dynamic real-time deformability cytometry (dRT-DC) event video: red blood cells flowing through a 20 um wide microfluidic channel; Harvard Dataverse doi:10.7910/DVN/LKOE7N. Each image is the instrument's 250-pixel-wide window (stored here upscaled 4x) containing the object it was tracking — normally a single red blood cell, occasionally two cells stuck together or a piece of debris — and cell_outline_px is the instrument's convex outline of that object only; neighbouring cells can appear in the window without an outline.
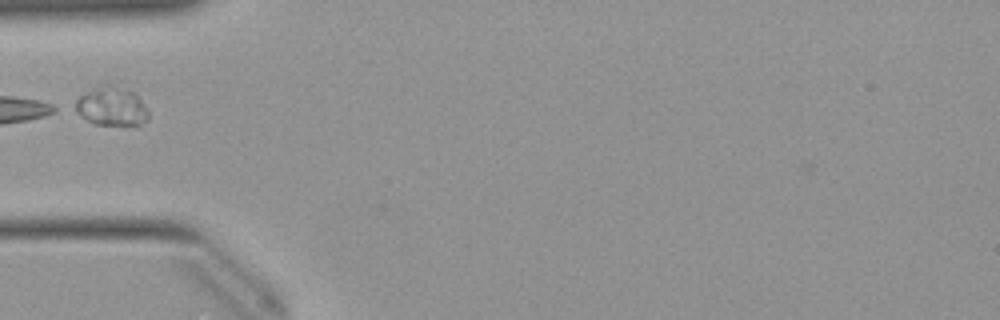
{"species": "Egyptian fruit bat (a non-hibernating species)", "species_latin": "Rousettus aegyptiacus", "temperature_condition": "warm", "stored_images_in_passage": 24, "camera_frame_rate_fps": 3000, "um_per_image_px": 0.085, "animal": {"sex": "female"}, "frame": {"image": 1, "passage_image": 1, "time_ms": 0.0, "image_size_px": [1000, 320], "cell_outline_px": [[148, 120], [140, 128], [96, 124], [72, 112], [68, 108], [80, 96], [96, 84], [104, 80], [132, 92], [140, 100], [148, 112]], "centroid_in_image_um": [9.41, 9.05], "position_along_channel_um": 75.6, "area_um2": 17.8}}